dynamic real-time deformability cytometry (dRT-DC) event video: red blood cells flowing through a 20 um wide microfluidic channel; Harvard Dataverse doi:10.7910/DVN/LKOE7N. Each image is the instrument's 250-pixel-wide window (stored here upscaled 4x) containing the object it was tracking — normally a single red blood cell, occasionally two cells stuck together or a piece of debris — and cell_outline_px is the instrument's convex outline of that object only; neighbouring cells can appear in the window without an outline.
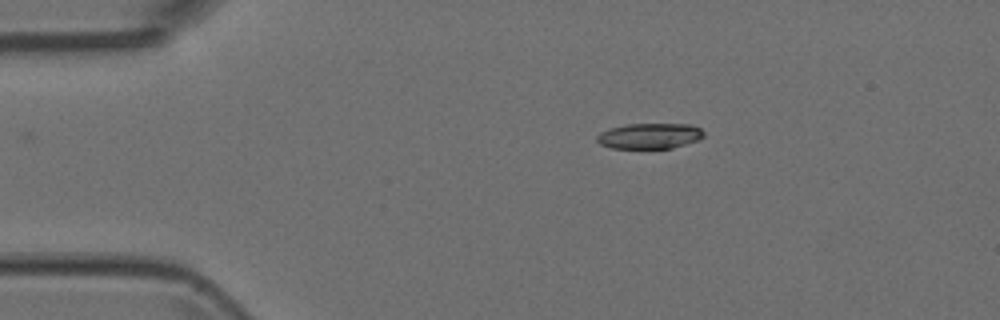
{"species": "Egyptian fruit bat (a non-hibernating species)", "species_latin": "Rousettus aegyptiacus", "temperature_condition": "room temperature", "stored_images_in_passage": 4, "camera_frame_rate_fps": 3000, "um_per_image_px": 0.085, "animal": {"sex": "female"}, "frame": {"image": 1, "passage_image": 2, "time_ms": 0.333, "image_size_px": [1000, 320], "cell_outline_px": [[704, 136], [700, 140], [672, 148], [612, 148], [600, 144], [596, 140], [596, 136], [600, 132], [608, 128], [628, 124], [692, 124], [700, 128], [704, 132]], "centroid_in_image_um": [55.23, 11.55], "position_along_channel_um": 29.8, "area_um2": 16.07}}